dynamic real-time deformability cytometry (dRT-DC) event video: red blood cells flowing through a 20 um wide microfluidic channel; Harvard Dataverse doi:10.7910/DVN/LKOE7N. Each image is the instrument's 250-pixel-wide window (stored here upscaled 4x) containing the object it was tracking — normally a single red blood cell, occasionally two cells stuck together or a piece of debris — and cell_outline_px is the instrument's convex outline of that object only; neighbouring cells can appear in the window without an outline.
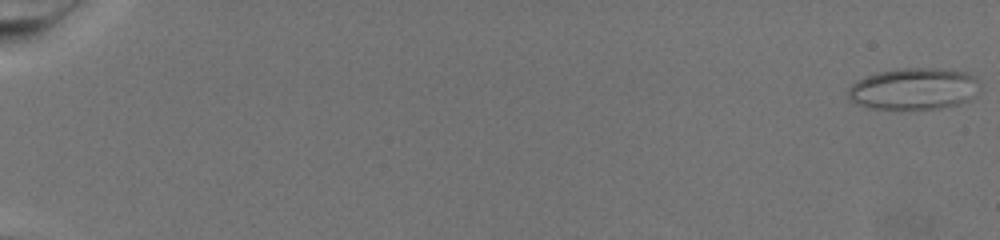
{"species": "common noctule bat (a hibernating species)", "species_latin": "Nyctalus noctula", "temperature_condition": "warm", "stored_images_in_passage": 77, "camera_frame_rate_fps": 3000, "um_per_image_px": 0.085, "animal": {"sex": "female", "body_mass_g": 19.5, "forearm_length_mm": 54.1}, "frame": {"image": 1, "passage_image": 1, "time_ms": 0.0, "image_size_px": [1000, 240], "cell_outline_px": [[980, 92], [968, 100], [956, 104], [940, 108], [900, 112], [868, 108], [856, 104], [848, 96], [848, 88], [856, 80], [880, 72], [900, 68], [932, 68], [968, 72], [976, 76]], "centroid_in_image_um": [77.66, 7.59], "position_along_channel_um": 7.3, "area_um2": 32.83}}
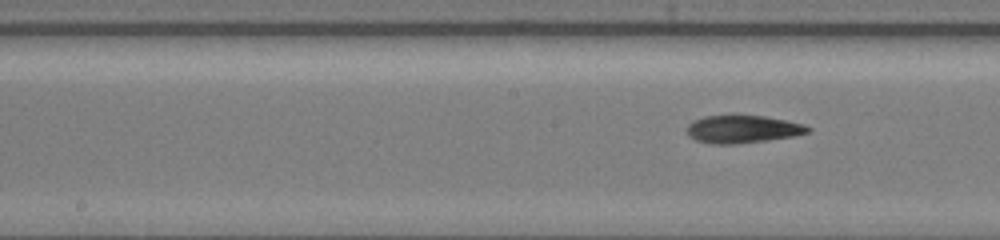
{"frame": {"image": 2, "passage_image": 43, "time_ms": 14.0, "image_size_px": [1000, 240], "cell_outline_px": [[812, 128], [808, 132], [792, 136], [768, 140], [736, 144], [708, 144], [696, 140], [688, 136], [688, 124], [692, 120], [704, 116], [732, 112], [764, 116], [804, 124]], "centroid_in_image_um": [63.06, 10.94], "position_along_channel_um": 185.1, "area_um2": 20.29}}
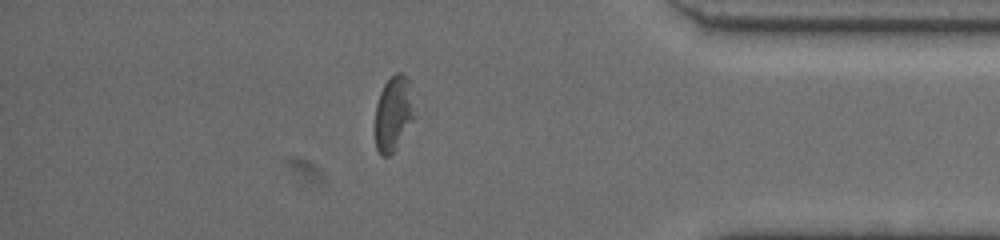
{"frame": {"image": 3, "passage_image": 68, "time_ms": 22.333, "image_size_px": [1000, 240], "cell_outline_px": [[416, 116], [396, 148], [388, 156], [380, 156], [376, 148], [376, 104], [380, 92], [384, 84], [396, 72], [400, 72], [408, 80]], "centroid_in_image_um": [33.45, 9.67], "position_along_channel_um": 401.8, "area_um2": 16.99}}